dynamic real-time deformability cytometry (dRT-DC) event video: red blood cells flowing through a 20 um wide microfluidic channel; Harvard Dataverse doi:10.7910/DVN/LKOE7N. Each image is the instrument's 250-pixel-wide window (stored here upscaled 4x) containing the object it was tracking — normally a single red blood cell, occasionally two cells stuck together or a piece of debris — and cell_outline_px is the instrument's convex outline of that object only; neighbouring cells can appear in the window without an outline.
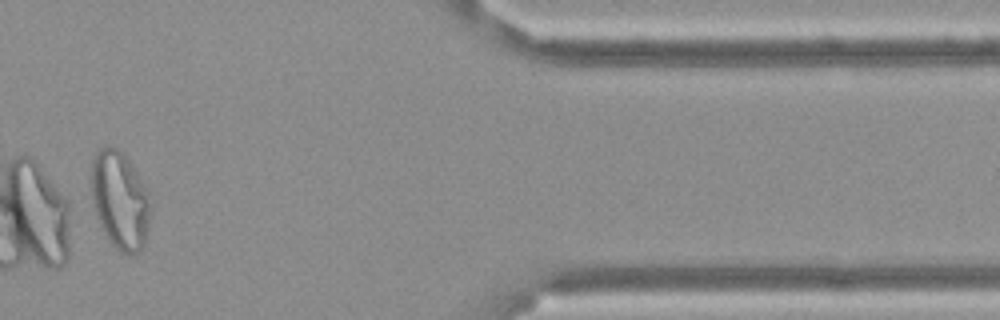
{"species": "Egyptian fruit bat (a non-hibernating species)", "species_latin": "Rousettus aegyptiacus", "temperature_condition": "cold", "stored_images_in_passage": 13, "camera_frame_rate_fps": 3000, "um_per_image_px": 0.085, "frame": {"image": 1, "passage_image": 13, "time_ms": 4.0, "image_size_px": [1000, 320], "cell_outline_px": [[152, 208], [148, 228], [144, 244], [136, 256], [128, 256], [120, 252], [108, 240], [100, 224], [92, 204], [92, 156], [96, 148], [104, 144], [112, 144], [128, 160], [152, 192]], "centroid_in_image_um": [10.23, 17.0], "position_along_channel_um": 401.2, "area_um2": 34.91}}